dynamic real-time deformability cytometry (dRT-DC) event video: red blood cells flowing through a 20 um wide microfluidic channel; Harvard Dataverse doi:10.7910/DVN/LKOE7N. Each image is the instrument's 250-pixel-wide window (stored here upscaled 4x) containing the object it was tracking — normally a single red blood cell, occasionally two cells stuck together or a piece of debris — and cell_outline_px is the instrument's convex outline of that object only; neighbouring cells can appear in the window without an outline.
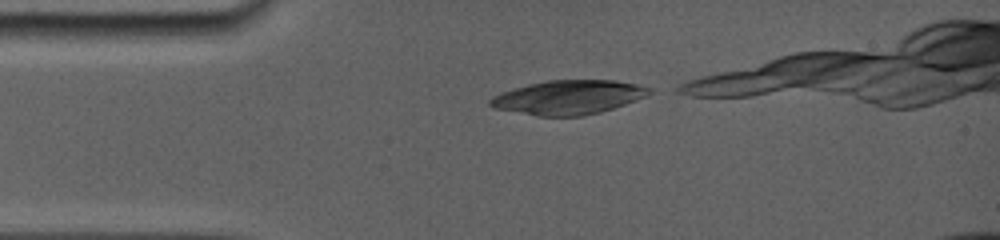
{"species": "common noctule bat (a hibernating species)", "species_latin": "Nyctalus noctula", "temperature_condition": "room temperature", "stored_images_in_passage": 2, "camera_frame_rate_fps": 5000, "um_per_image_px": 0.085, "animal": {"sex": "female", "body_mass_g": 19.0, "forearm_length_mm": 56.7}, "frame": {"image": 1, "passage_image": 1, "time_ms": 0.0, "image_size_px": [1000, 240], "cell_outline_px": [[656, 92], [648, 96], [600, 112], [580, 116], [536, 116], [492, 108], [488, 104], [488, 100], [492, 96], [500, 92], [528, 84], [548, 80], [616, 80], [636, 84], [652, 88]], "centroid_in_image_um": [48.31, 8.27], "position_along_channel_um": 36.7, "area_um2": 31.91}}